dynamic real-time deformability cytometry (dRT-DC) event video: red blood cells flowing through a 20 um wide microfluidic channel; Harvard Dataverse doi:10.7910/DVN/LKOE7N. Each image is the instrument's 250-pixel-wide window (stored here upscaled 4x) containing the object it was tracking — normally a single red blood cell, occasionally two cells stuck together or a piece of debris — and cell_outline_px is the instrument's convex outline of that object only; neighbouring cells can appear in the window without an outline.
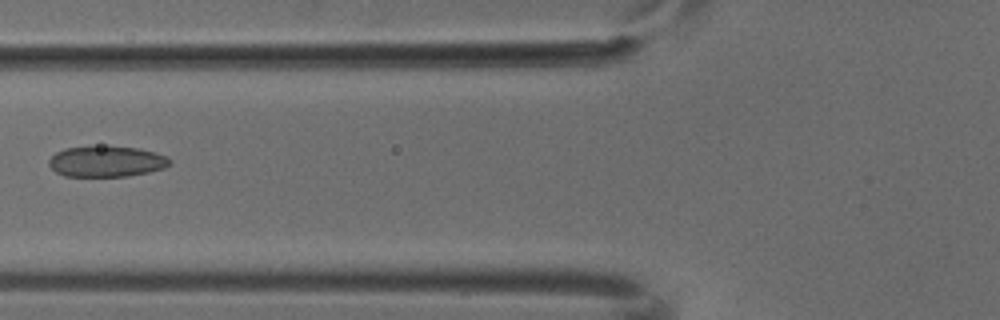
{"species": "common noctule bat (a hibernating species)", "species_latin": "Nyctalus noctula", "temperature_condition": "cold", "stored_images_in_passage": 3, "camera_frame_rate_fps": 3000, "um_per_image_px": 0.085, "animal": {"sex": "male", "body_mass_g": 18.8}, "frame": {"image": 1, "passage_image": 2, "time_ms": 0.333, "image_size_px": [1000, 320], "cell_outline_px": [[172, 160], [164, 168], [148, 172], [128, 176], [64, 176], [56, 172], [48, 164], [48, 160], [56, 152], [64, 148], [140, 148], [156, 152], [168, 156]], "centroid_in_image_um": [9.07, 13.75], "position_along_channel_um": 116.7, "area_um2": 21.21}}
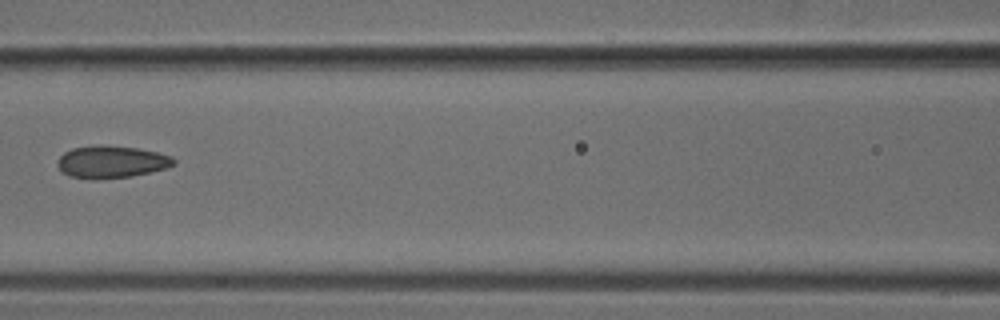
{"frame": {"image": 2, "passage_image": 3, "time_ms": 0.667, "image_size_px": [1000, 320], "cell_outline_px": [[176, 164], [168, 168], [132, 176], [68, 176], [56, 164], [60, 156], [64, 152], [72, 148], [136, 148], [156, 152], [172, 156], [176, 160]], "centroid_in_image_um": [9.57, 13.76], "position_along_channel_um": 157.0, "area_um2": 20.23}}